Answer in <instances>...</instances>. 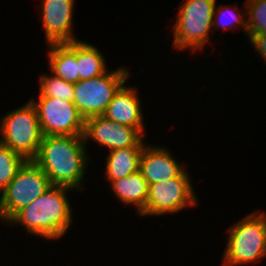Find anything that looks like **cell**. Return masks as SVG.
I'll return each instance as SVG.
<instances>
[{
  "instance_id": "12",
  "label": "cell",
  "mask_w": 266,
  "mask_h": 266,
  "mask_svg": "<svg viewBox=\"0 0 266 266\" xmlns=\"http://www.w3.org/2000/svg\"><path fill=\"white\" fill-rule=\"evenodd\" d=\"M175 158L165 145L150 146L146 143L142 149L139 170L149 185L165 182L185 170L184 165Z\"/></svg>"
},
{
  "instance_id": "2",
  "label": "cell",
  "mask_w": 266,
  "mask_h": 266,
  "mask_svg": "<svg viewBox=\"0 0 266 266\" xmlns=\"http://www.w3.org/2000/svg\"><path fill=\"white\" fill-rule=\"evenodd\" d=\"M71 188L52 185L36 200L18 211L8 226L24 227L27 234L46 240H59L72 225L73 208L68 198Z\"/></svg>"
},
{
  "instance_id": "15",
  "label": "cell",
  "mask_w": 266,
  "mask_h": 266,
  "mask_svg": "<svg viewBox=\"0 0 266 266\" xmlns=\"http://www.w3.org/2000/svg\"><path fill=\"white\" fill-rule=\"evenodd\" d=\"M109 186L120 203L135 207L138 214L146 206L149 184L140 170L112 181Z\"/></svg>"
},
{
  "instance_id": "6",
  "label": "cell",
  "mask_w": 266,
  "mask_h": 266,
  "mask_svg": "<svg viewBox=\"0 0 266 266\" xmlns=\"http://www.w3.org/2000/svg\"><path fill=\"white\" fill-rule=\"evenodd\" d=\"M130 70L119 66L107 70L104 74L74 83L73 103L86 120L90 117L104 115L109 103L120 87L129 80Z\"/></svg>"
},
{
  "instance_id": "17",
  "label": "cell",
  "mask_w": 266,
  "mask_h": 266,
  "mask_svg": "<svg viewBox=\"0 0 266 266\" xmlns=\"http://www.w3.org/2000/svg\"><path fill=\"white\" fill-rule=\"evenodd\" d=\"M86 41H77V64L79 80H87L104 74L109 68L99 48Z\"/></svg>"
},
{
  "instance_id": "14",
  "label": "cell",
  "mask_w": 266,
  "mask_h": 266,
  "mask_svg": "<svg viewBox=\"0 0 266 266\" xmlns=\"http://www.w3.org/2000/svg\"><path fill=\"white\" fill-rule=\"evenodd\" d=\"M48 48L47 61L51 73L70 83L79 81L77 41L53 43Z\"/></svg>"
},
{
  "instance_id": "16",
  "label": "cell",
  "mask_w": 266,
  "mask_h": 266,
  "mask_svg": "<svg viewBox=\"0 0 266 266\" xmlns=\"http://www.w3.org/2000/svg\"><path fill=\"white\" fill-rule=\"evenodd\" d=\"M143 148L126 147L109 151L105 158V180L111 183L138 171Z\"/></svg>"
},
{
  "instance_id": "10",
  "label": "cell",
  "mask_w": 266,
  "mask_h": 266,
  "mask_svg": "<svg viewBox=\"0 0 266 266\" xmlns=\"http://www.w3.org/2000/svg\"><path fill=\"white\" fill-rule=\"evenodd\" d=\"M84 140L94 141L109 151L126 147H144V135L131 126L116 123L105 116H94L85 120Z\"/></svg>"
},
{
  "instance_id": "22",
  "label": "cell",
  "mask_w": 266,
  "mask_h": 266,
  "mask_svg": "<svg viewBox=\"0 0 266 266\" xmlns=\"http://www.w3.org/2000/svg\"><path fill=\"white\" fill-rule=\"evenodd\" d=\"M249 43L254 47L257 55L259 54L260 59L263 58L264 63L266 62V34H253L249 38Z\"/></svg>"
},
{
  "instance_id": "4",
  "label": "cell",
  "mask_w": 266,
  "mask_h": 266,
  "mask_svg": "<svg viewBox=\"0 0 266 266\" xmlns=\"http://www.w3.org/2000/svg\"><path fill=\"white\" fill-rule=\"evenodd\" d=\"M217 0H184L173 22L172 47L176 51L202 52L213 31V14Z\"/></svg>"
},
{
  "instance_id": "13",
  "label": "cell",
  "mask_w": 266,
  "mask_h": 266,
  "mask_svg": "<svg viewBox=\"0 0 266 266\" xmlns=\"http://www.w3.org/2000/svg\"><path fill=\"white\" fill-rule=\"evenodd\" d=\"M139 95L138 88L126 86L125 82L114 95L103 116L116 123L137 128L144 135L147 128L144 129V113L141 109L143 105Z\"/></svg>"
},
{
  "instance_id": "8",
  "label": "cell",
  "mask_w": 266,
  "mask_h": 266,
  "mask_svg": "<svg viewBox=\"0 0 266 266\" xmlns=\"http://www.w3.org/2000/svg\"><path fill=\"white\" fill-rule=\"evenodd\" d=\"M191 177L185 169L177 177L165 182L150 184L147 203L140 216H162L177 214L189 207L199 205Z\"/></svg>"
},
{
  "instance_id": "11",
  "label": "cell",
  "mask_w": 266,
  "mask_h": 266,
  "mask_svg": "<svg viewBox=\"0 0 266 266\" xmlns=\"http://www.w3.org/2000/svg\"><path fill=\"white\" fill-rule=\"evenodd\" d=\"M38 11L47 44L78 41L73 19L76 0H41Z\"/></svg>"
},
{
  "instance_id": "18",
  "label": "cell",
  "mask_w": 266,
  "mask_h": 266,
  "mask_svg": "<svg viewBox=\"0 0 266 266\" xmlns=\"http://www.w3.org/2000/svg\"><path fill=\"white\" fill-rule=\"evenodd\" d=\"M237 8L238 6L236 5L232 6L229 4H224L217 6L216 4L213 14V31L214 29L217 30L219 27L224 31L226 29L228 31L231 29L232 31H234L238 26V29H243V33H245V35L247 36V18H245L247 17L246 7H244L245 9L243 10V12L239 11V8Z\"/></svg>"
},
{
  "instance_id": "3",
  "label": "cell",
  "mask_w": 266,
  "mask_h": 266,
  "mask_svg": "<svg viewBox=\"0 0 266 266\" xmlns=\"http://www.w3.org/2000/svg\"><path fill=\"white\" fill-rule=\"evenodd\" d=\"M222 266H243L266 257V213L251 211L227 229ZM257 261V262H256Z\"/></svg>"
},
{
  "instance_id": "5",
  "label": "cell",
  "mask_w": 266,
  "mask_h": 266,
  "mask_svg": "<svg viewBox=\"0 0 266 266\" xmlns=\"http://www.w3.org/2000/svg\"><path fill=\"white\" fill-rule=\"evenodd\" d=\"M42 137L38 113L30 99L0 119V142L26 160L37 156Z\"/></svg>"
},
{
  "instance_id": "1",
  "label": "cell",
  "mask_w": 266,
  "mask_h": 266,
  "mask_svg": "<svg viewBox=\"0 0 266 266\" xmlns=\"http://www.w3.org/2000/svg\"><path fill=\"white\" fill-rule=\"evenodd\" d=\"M83 136H43L33 161L52 185L82 190L90 157Z\"/></svg>"
},
{
  "instance_id": "7",
  "label": "cell",
  "mask_w": 266,
  "mask_h": 266,
  "mask_svg": "<svg viewBox=\"0 0 266 266\" xmlns=\"http://www.w3.org/2000/svg\"><path fill=\"white\" fill-rule=\"evenodd\" d=\"M52 184L44 171L27 160L0 195V222L7 223L18 211L42 195Z\"/></svg>"
},
{
  "instance_id": "19",
  "label": "cell",
  "mask_w": 266,
  "mask_h": 266,
  "mask_svg": "<svg viewBox=\"0 0 266 266\" xmlns=\"http://www.w3.org/2000/svg\"><path fill=\"white\" fill-rule=\"evenodd\" d=\"M39 96L59 98L73 102L74 84L55 76L53 73L39 76Z\"/></svg>"
},
{
  "instance_id": "21",
  "label": "cell",
  "mask_w": 266,
  "mask_h": 266,
  "mask_svg": "<svg viewBox=\"0 0 266 266\" xmlns=\"http://www.w3.org/2000/svg\"><path fill=\"white\" fill-rule=\"evenodd\" d=\"M247 38L253 34H266V0L245 1Z\"/></svg>"
},
{
  "instance_id": "9",
  "label": "cell",
  "mask_w": 266,
  "mask_h": 266,
  "mask_svg": "<svg viewBox=\"0 0 266 266\" xmlns=\"http://www.w3.org/2000/svg\"><path fill=\"white\" fill-rule=\"evenodd\" d=\"M31 98L36 107L43 136H83L85 119L71 101L38 96Z\"/></svg>"
},
{
  "instance_id": "20",
  "label": "cell",
  "mask_w": 266,
  "mask_h": 266,
  "mask_svg": "<svg viewBox=\"0 0 266 266\" xmlns=\"http://www.w3.org/2000/svg\"><path fill=\"white\" fill-rule=\"evenodd\" d=\"M27 160L0 142V193L13 180Z\"/></svg>"
}]
</instances>
